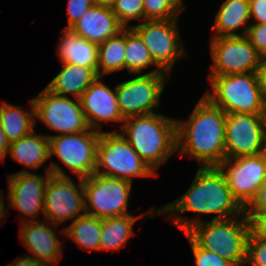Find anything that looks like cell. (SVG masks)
Wrapping results in <instances>:
<instances>
[{
  "label": "cell",
  "instance_id": "26",
  "mask_svg": "<svg viewBox=\"0 0 266 266\" xmlns=\"http://www.w3.org/2000/svg\"><path fill=\"white\" fill-rule=\"evenodd\" d=\"M153 65L154 70L142 73L144 69ZM125 69L133 75L165 73L153 62L149 50L132 27L125 28Z\"/></svg>",
  "mask_w": 266,
  "mask_h": 266
},
{
  "label": "cell",
  "instance_id": "13",
  "mask_svg": "<svg viewBox=\"0 0 266 266\" xmlns=\"http://www.w3.org/2000/svg\"><path fill=\"white\" fill-rule=\"evenodd\" d=\"M71 177L51 175L47 181L43 217L56 229L63 222H73L86 214L84 179L78 178V183H75Z\"/></svg>",
  "mask_w": 266,
  "mask_h": 266
},
{
  "label": "cell",
  "instance_id": "35",
  "mask_svg": "<svg viewBox=\"0 0 266 266\" xmlns=\"http://www.w3.org/2000/svg\"><path fill=\"white\" fill-rule=\"evenodd\" d=\"M250 234L259 240L266 241V214H246Z\"/></svg>",
  "mask_w": 266,
  "mask_h": 266
},
{
  "label": "cell",
  "instance_id": "17",
  "mask_svg": "<svg viewBox=\"0 0 266 266\" xmlns=\"http://www.w3.org/2000/svg\"><path fill=\"white\" fill-rule=\"evenodd\" d=\"M98 76L81 95L80 102L90 129L101 131L103 123L124 122L117 102L115 87L112 89Z\"/></svg>",
  "mask_w": 266,
  "mask_h": 266
},
{
  "label": "cell",
  "instance_id": "23",
  "mask_svg": "<svg viewBox=\"0 0 266 266\" xmlns=\"http://www.w3.org/2000/svg\"><path fill=\"white\" fill-rule=\"evenodd\" d=\"M60 64L62 69L46 86L56 95L68 96L71 94L75 98H80L98 77L91 68L66 62Z\"/></svg>",
  "mask_w": 266,
  "mask_h": 266
},
{
  "label": "cell",
  "instance_id": "30",
  "mask_svg": "<svg viewBox=\"0 0 266 266\" xmlns=\"http://www.w3.org/2000/svg\"><path fill=\"white\" fill-rule=\"evenodd\" d=\"M111 9L124 28L131 27L132 20L144 21L143 0H116Z\"/></svg>",
  "mask_w": 266,
  "mask_h": 266
},
{
  "label": "cell",
  "instance_id": "1",
  "mask_svg": "<svg viewBox=\"0 0 266 266\" xmlns=\"http://www.w3.org/2000/svg\"><path fill=\"white\" fill-rule=\"evenodd\" d=\"M151 207L144 220L167 215L183 233L200 223L202 214H213V220H222L240 216L244 209L232 196L226 179L217 167L199 168L188 190L178 199L159 208ZM185 212H194V218L178 216ZM169 213V214H168ZM199 217V218H198Z\"/></svg>",
  "mask_w": 266,
  "mask_h": 266
},
{
  "label": "cell",
  "instance_id": "11",
  "mask_svg": "<svg viewBox=\"0 0 266 266\" xmlns=\"http://www.w3.org/2000/svg\"><path fill=\"white\" fill-rule=\"evenodd\" d=\"M46 136L50 142V158L56 155L77 178L84 179L95 172L101 132L89 129L80 133Z\"/></svg>",
  "mask_w": 266,
  "mask_h": 266
},
{
  "label": "cell",
  "instance_id": "5",
  "mask_svg": "<svg viewBox=\"0 0 266 266\" xmlns=\"http://www.w3.org/2000/svg\"><path fill=\"white\" fill-rule=\"evenodd\" d=\"M207 78L211 90H207L203 95L226 114H262L266 92L257 72Z\"/></svg>",
  "mask_w": 266,
  "mask_h": 266
},
{
  "label": "cell",
  "instance_id": "38",
  "mask_svg": "<svg viewBox=\"0 0 266 266\" xmlns=\"http://www.w3.org/2000/svg\"><path fill=\"white\" fill-rule=\"evenodd\" d=\"M8 266H47V265L42 261L25 254L21 257L16 258Z\"/></svg>",
  "mask_w": 266,
  "mask_h": 266
},
{
  "label": "cell",
  "instance_id": "16",
  "mask_svg": "<svg viewBox=\"0 0 266 266\" xmlns=\"http://www.w3.org/2000/svg\"><path fill=\"white\" fill-rule=\"evenodd\" d=\"M265 130L262 114H227L225 122L226 158L262 153Z\"/></svg>",
  "mask_w": 266,
  "mask_h": 266
},
{
  "label": "cell",
  "instance_id": "4",
  "mask_svg": "<svg viewBox=\"0 0 266 266\" xmlns=\"http://www.w3.org/2000/svg\"><path fill=\"white\" fill-rule=\"evenodd\" d=\"M185 233L199 247L219 254L234 266L245 265L250 235L245 212L222 220H203Z\"/></svg>",
  "mask_w": 266,
  "mask_h": 266
},
{
  "label": "cell",
  "instance_id": "25",
  "mask_svg": "<svg viewBox=\"0 0 266 266\" xmlns=\"http://www.w3.org/2000/svg\"><path fill=\"white\" fill-rule=\"evenodd\" d=\"M141 215H132L131 213L124 216H116L102 219V229L99 244V251L118 250L127 244L134 234L135 222L143 217Z\"/></svg>",
  "mask_w": 266,
  "mask_h": 266
},
{
  "label": "cell",
  "instance_id": "41",
  "mask_svg": "<svg viewBox=\"0 0 266 266\" xmlns=\"http://www.w3.org/2000/svg\"><path fill=\"white\" fill-rule=\"evenodd\" d=\"M5 200H4V195H2L1 191H0V221L4 219V217H6L8 215L7 212V208H6V204H5Z\"/></svg>",
  "mask_w": 266,
  "mask_h": 266
},
{
  "label": "cell",
  "instance_id": "22",
  "mask_svg": "<svg viewBox=\"0 0 266 266\" xmlns=\"http://www.w3.org/2000/svg\"><path fill=\"white\" fill-rule=\"evenodd\" d=\"M215 16L212 37L246 35L250 23L248 0H224ZM246 25V26H245ZM243 28V29H241ZM242 30L240 33L236 31Z\"/></svg>",
  "mask_w": 266,
  "mask_h": 266
},
{
  "label": "cell",
  "instance_id": "44",
  "mask_svg": "<svg viewBox=\"0 0 266 266\" xmlns=\"http://www.w3.org/2000/svg\"><path fill=\"white\" fill-rule=\"evenodd\" d=\"M261 154L266 159V130H265V134H264L263 150H262Z\"/></svg>",
  "mask_w": 266,
  "mask_h": 266
},
{
  "label": "cell",
  "instance_id": "2",
  "mask_svg": "<svg viewBox=\"0 0 266 266\" xmlns=\"http://www.w3.org/2000/svg\"><path fill=\"white\" fill-rule=\"evenodd\" d=\"M226 116L202 95L188 120L176 119L177 153L198 161L199 168L218 167L226 158Z\"/></svg>",
  "mask_w": 266,
  "mask_h": 266
},
{
  "label": "cell",
  "instance_id": "43",
  "mask_svg": "<svg viewBox=\"0 0 266 266\" xmlns=\"http://www.w3.org/2000/svg\"><path fill=\"white\" fill-rule=\"evenodd\" d=\"M262 116H263V121H264L265 126H266V93H265V96H264V104H263Z\"/></svg>",
  "mask_w": 266,
  "mask_h": 266
},
{
  "label": "cell",
  "instance_id": "19",
  "mask_svg": "<svg viewBox=\"0 0 266 266\" xmlns=\"http://www.w3.org/2000/svg\"><path fill=\"white\" fill-rule=\"evenodd\" d=\"M123 28L110 7L93 5L70 29L80 37L100 45Z\"/></svg>",
  "mask_w": 266,
  "mask_h": 266
},
{
  "label": "cell",
  "instance_id": "36",
  "mask_svg": "<svg viewBox=\"0 0 266 266\" xmlns=\"http://www.w3.org/2000/svg\"><path fill=\"white\" fill-rule=\"evenodd\" d=\"M244 212L245 214H266V181L260 186L256 197Z\"/></svg>",
  "mask_w": 266,
  "mask_h": 266
},
{
  "label": "cell",
  "instance_id": "29",
  "mask_svg": "<svg viewBox=\"0 0 266 266\" xmlns=\"http://www.w3.org/2000/svg\"><path fill=\"white\" fill-rule=\"evenodd\" d=\"M183 6V0H143L144 20L178 19Z\"/></svg>",
  "mask_w": 266,
  "mask_h": 266
},
{
  "label": "cell",
  "instance_id": "20",
  "mask_svg": "<svg viewBox=\"0 0 266 266\" xmlns=\"http://www.w3.org/2000/svg\"><path fill=\"white\" fill-rule=\"evenodd\" d=\"M8 155L27 169L20 172H29L28 168L37 170L50 158V142L45 134H30L10 143Z\"/></svg>",
  "mask_w": 266,
  "mask_h": 266
},
{
  "label": "cell",
  "instance_id": "7",
  "mask_svg": "<svg viewBox=\"0 0 266 266\" xmlns=\"http://www.w3.org/2000/svg\"><path fill=\"white\" fill-rule=\"evenodd\" d=\"M61 167L51 161L44 176L30 171L8 174V207L22 213L21 223L37 221L39 215L44 214V196L49 177H69Z\"/></svg>",
  "mask_w": 266,
  "mask_h": 266
},
{
  "label": "cell",
  "instance_id": "3",
  "mask_svg": "<svg viewBox=\"0 0 266 266\" xmlns=\"http://www.w3.org/2000/svg\"><path fill=\"white\" fill-rule=\"evenodd\" d=\"M120 132L141 159L157 174L177 153L176 119L161 113L125 118Z\"/></svg>",
  "mask_w": 266,
  "mask_h": 266
},
{
  "label": "cell",
  "instance_id": "9",
  "mask_svg": "<svg viewBox=\"0 0 266 266\" xmlns=\"http://www.w3.org/2000/svg\"><path fill=\"white\" fill-rule=\"evenodd\" d=\"M178 21L144 20L131 25L149 50L153 62L170 76L176 62L187 55L178 30Z\"/></svg>",
  "mask_w": 266,
  "mask_h": 266
},
{
  "label": "cell",
  "instance_id": "27",
  "mask_svg": "<svg viewBox=\"0 0 266 266\" xmlns=\"http://www.w3.org/2000/svg\"><path fill=\"white\" fill-rule=\"evenodd\" d=\"M101 229L102 219L85 214L77 217L59 233L71 238L83 250L98 251Z\"/></svg>",
  "mask_w": 266,
  "mask_h": 266
},
{
  "label": "cell",
  "instance_id": "32",
  "mask_svg": "<svg viewBox=\"0 0 266 266\" xmlns=\"http://www.w3.org/2000/svg\"><path fill=\"white\" fill-rule=\"evenodd\" d=\"M266 266V241L255 239L251 234L247 243L245 266Z\"/></svg>",
  "mask_w": 266,
  "mask_h": 266
},
{
  "label": "cell",
  "instance_id": "18",
  "mask_svg": "<svg viewBox=\"0 0 266 266\" xmlns=\"http://www.w3.org/2000/svg\"><path fill=\"white\" fill-rule=\"evenodd\" d=\"M21 223L19 228L20 241L29 252V256L36 258L47 266H56L62 258V243L59 235L46 220ZM57 234V235H56Z\"/></svg>",
  "mask_w": 266,
  "mask_h": 266
},
{
  "label": "cell",
  "instance_id": "6",
  "mask_svg": "<svg viewBox=\"0 0 266 266\" xmlns=\"http://www.w3.org/2000/svg\"><path fill=\"white\" fill-rule=\"evenodd\" d=\"M95 173L133 182L134 177L158 176L120 131H102L97 144Z\"/></svg>",
  "mask_w": 266,
  "mask_h": 266
},
{
  "label": "cell",
  "instance_id": "12",
  "mask_svg": "<svg viewBox=\"0 0 266 266\" xmlns=\"http://www.w3.org/2000/svg\"><path fill=\"white\" fill-rule=\"evenodd\" d=\"M167 73L135 74L133 79L115 85L117 102L124 118L156 113L163 94ZM167 78V79H166Z\"/></svg>",
  "mask_w": 266,
  "mask_h": 266
},
{
  "label": "cell",
  "instance_id": "37",
  "mask_svg": "<svg viewBox=\"0 0 266 266\" xmlns=\"http://www.w3.org/2000/svg\"><path fill=\"white\" fill-rule=\"evenodd\" d=\"M250 20L253 24L266 23V0H248Z\"/></svg>",
  "mask_w": 266,
  "mask_h": 266
},
{
  "label": "cell",
  "instance_id": "39",
  "mask_svg": "<svg viewBox=\"0 0 266 266\" xmlns=\"http://www.w3.org/2000/svg\"><path fill=\"white\" fill-rule=\"evenodd\" d=\"M10 143L7 141L5 133L0 124V160L4 161L9 152Z\"/></svg>",
  "mask_w": 266,
  "mask_h": 266
},
{
  "label": "cell",
  "instance_id": "42",
  "mask_svg": "<svg viewBox=\"0 0 266 266\" xmlns=\"http://www.w3.org/2000/svg\"><path fill=\"white\" fill-rule=\"evenodd\" d=\"M95 6L112 7L116 0H92Z\"/></svg>",
  "mask_w": 266,
  "mask_h": 266
},
{
  "label": "cell",
  "instance_id": "21",
  "mask_svg": "<svg viewBox=\"0 0 266 266\" xmlns=\"http://www.w3.org/2000/svg\"><path fill=\"white\" fill-rule=\"evenodd\" d=\"M62 33L56 54L60 62L82 65L91 68L97 74L98 45L80 37L71 29L63 28Z\"/></svg>",
  "mask_w": 266,
  "mask_h": 266
},
{
  "label": "cell",
  "instance_id": "14",
  "mask_svg": "<svg viewBox=\"0 0 266 266\" xmlns=\"http://www.w3.org/2000/svg\"><path fill=\"white\" fill-rule=\"evenodd\" d=\"M208 76L258 72L260 56L246 35L212 37Z\"/></svg>",
  "mask_w": 266,
  "mask_h": 266
},
{
  "label": "cell",
  "instance_id": "8",
  "mask_svg": "<svg viewBox=\"0 0 266 266\" xmlns=\"http://www.w3.org/2000/svg\"><path fill=\"white\" fill-rule=\"evenodd\" d=\"M131 190L130 181L94 172L84 178L85 213L100 219L127 215Z\"/></svg>",
  "mask_w": 266,
  "mask_h": 266
},
{
  "label": "cell",
  "instance_id": "10",
  "mask_svg": "<svg viewBox=\"0 0 266 266\" xmlns=\"http://www.w3.org/2000/svg\"><path fill=\"white\" fill-rule=\"evenodd\" d=\"M33 103L35 120H41L50 130L59 133L57 135L90 129L79 98L56 95L45 87L33 98Z\"/></svg>",
  "mask_w": 266,
  "mask_h": 266
},
{
  "label": "cell",
  "instance_id": "40",
  "mask_svg": "<svg viewBox=\"0 0 266 266\" xmlns=\"http://www.w3.org/2000/svg\"><path fill=\"white\" fill-rule=\"evenodd\" d=\"M257 73L259 81L266 92V55L260 57L259 68Z\"/></svg>",
  "mask_w": 266,
  "mask_h": 266
},
{
  "label": "cell",
  "instance_id": "28",
  "mask_svg": "<svg viewBox=\"0 0 266 266\" xmlns=\"http://www.w3.org/2000/svg\"><path fill=\"white\" fill-rule=\"evenodd\" d=\"M125 61V28L116 36L98 45L97 75L104 77L124 70Z\"/></svg>",
  "mask_w": 266,
  "mask_h": 266
},
{
  "label": "cell",
  "instance_id": "24",
  "mask_svg": "<svg viewBox=\"0 0 266 266\" xmlns=\"http://www.w3.org/2000/svg\"><path fill=\"white\" fill-rule=\"evenodd\" d=\"M29 109L2 101L0 105V124L6 139L12 143L35 130V107L33 98L29 100Z\"/></svg>",
  "mask_w": 266,
  "mask_h": 266
},
{
  "label": "cell",
  "instance_id": "31",
  "mask_svg": "<svg viewBox=\"0 0 266 266\" xmlns=\"http://www.w3.org/2000/svg\"><path fill=\"white\" fill-rule=\"evenodd\" d=\"M184 235L191 245L196 266H234L219 254L199 247L186 233Z\"/></svg>",
  "mask_w": 266,
  "mask_h": 266
},
{
  "label": "cell",
  "instance_id": "33",
  "mask_svg": "<svg viewBox=\"0 0 266 266\" xmlns=\"http://www.w3.org/2000/svg\"><path fill=\"white\" fill-rule=\"evenodd\" d=\"M246 37L260 57L266 55V23L249 24Z\"/></svg>",
  "mask_w": 266,
  "mask_h": 266
},
{
  "label": "cell",
  "instance_id": "34",
  "mask_svg": "<svg viewBox=\"0 0 266 266\" xmlns=\"http://www.w3.org/2000/svg\"><path fill=\"white\" fill-rule=\"evenodd\" d=\"M68 24L64 29H70L94 4L92 0H68Z\"/></svg>",
  "mask_w": 266,
  "mask_h": 266
},
{
  "label": "cell",
  "instance_id": "15",
  "mask_svg": "<svg viewBox=\"0 0 266 266\" xmlns=\"http://www.w3.org/2000/svg\"><path fill=\"white\" fill-rule=\"evenodd\" d=\"M217 168L224 175L232 196L244 210L266 181V159L261 153L225 158Z\"/></svg>",
  "mask_w": 266,
  "mask_h": 266
}]
</instances>
